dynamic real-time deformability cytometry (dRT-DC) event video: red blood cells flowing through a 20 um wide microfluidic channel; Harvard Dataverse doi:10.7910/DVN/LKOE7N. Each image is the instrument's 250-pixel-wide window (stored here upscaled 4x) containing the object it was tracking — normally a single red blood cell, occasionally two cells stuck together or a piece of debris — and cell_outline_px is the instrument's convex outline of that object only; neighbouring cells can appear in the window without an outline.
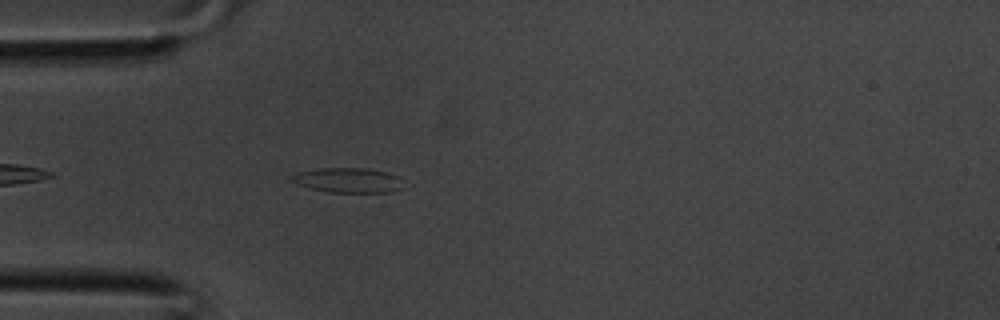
{"species": "common noctule bat (a hibernating species)", "species_latin": "Nyctalus noctula", "temperature_condition": "room temperature", "stored_images_in_passage": 17, "camera_frame_rate_fps": 3000, "um_per_image_px": 0.085, "animal": {"sex": "male", "body_mass_g": 20.1, "forearm_length_mm": 53.5}, "frame": {"image": 1, "passage_image": 1, "time_ms": 0.0, "image_size_px": [1000, 320], "cell_outline_px": [[400, 188], [392, 192], [328, 192], [296, 184], [288, 180], [288, 176], [296, 172], [320, 168], [364, 168], [384, 172], [400, 176]], "centroid_in_image_um": [29.49, 15.31], "position_along_channel_um": 55.5, "area_um2": 16.13}}
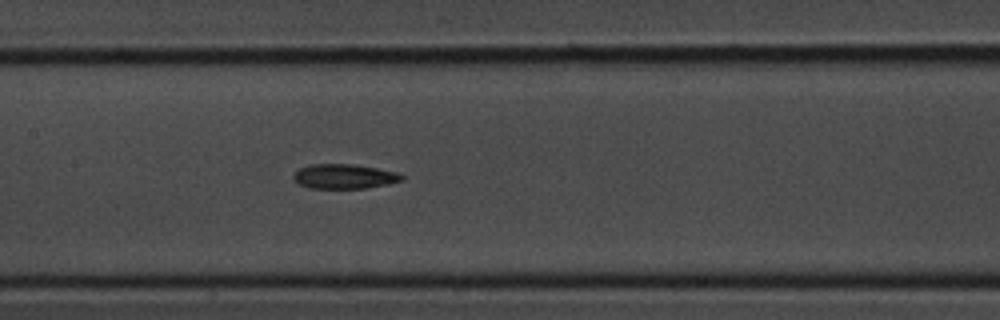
{"frame": {"image": 2, "passage_image": 8, "time_ms": 2.333, "image_size_px": [1000, 320], "cell_outline_px": [[404, 180], [388, 184], [364, 188], [308, 188], [292, 180], [292, 176], [300, 168], [308, 164], [352, 164], [400, 172], [404, 176]], "centroid_in_image_um": [29.27, 14.99], "position_along_channel_um": 178.1, "area_um2": 15.66}}
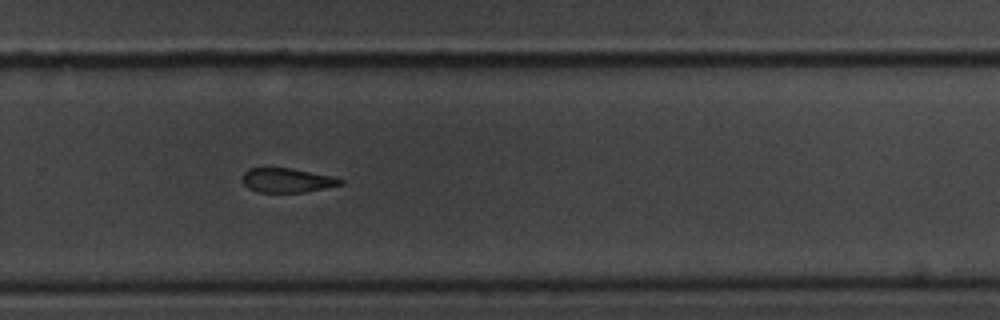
{"frame": {"image": 3, "passage_image": 15, "time_ms": 4.667, "image_size_px": [1000, 320], "cell_outline_px": [[344, 184], [304, 192], [256, 192], [248, 188], [244, 184], [244, 172], [248, 168], [292, 168], [332, 176], [344, 180]], "centroid_in_image_um": [24.42, 15.32], "position_along_channel_um": 305.4, "area_um2": 13.81}}